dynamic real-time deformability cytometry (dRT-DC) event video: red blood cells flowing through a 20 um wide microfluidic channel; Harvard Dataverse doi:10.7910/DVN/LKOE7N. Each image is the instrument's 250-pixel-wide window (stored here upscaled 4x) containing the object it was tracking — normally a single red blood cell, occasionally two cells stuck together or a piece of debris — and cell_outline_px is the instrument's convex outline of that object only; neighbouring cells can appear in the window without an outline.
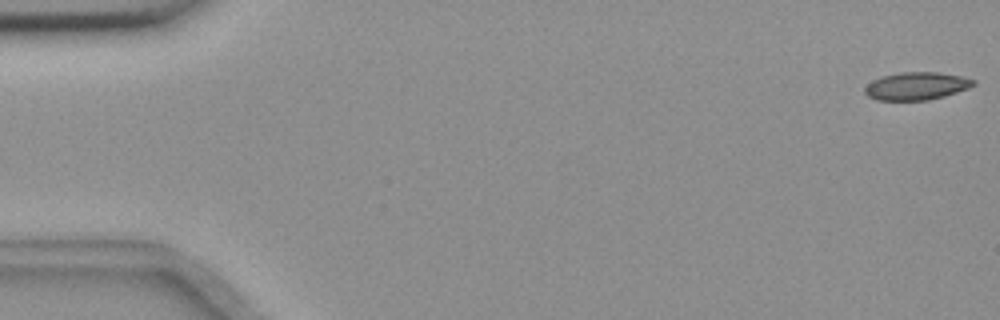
{"species": "common noctule bat (a hibernating species)", "species_latin": "Nyctalus noctula", "temperature_condition": "room temperature", "stored_images_in_passage": 55, "camera_frame_rate_fps": 3000, "um_per_image_px": 0.085, "animal": {"sex": "female", "body_mass_g": 18.4}, "frame": {"image": 1, "passage_image": 1, "time_ms": 0.0, "image_size_px": [1000, 320], "cell_outline_px": [[976, 84], [968, 88], [944, 96], [928, 100], [876, 100], [868, 96], [864, 92], [864, 88], [872, 80], [884, 76], [900, 72], [940, 72], [960, 76], [976, 80]], "centroid_in_image_um": [77.9, 7.31], "position_along_channel_um": 7.1, "area_um2": 17.51}}
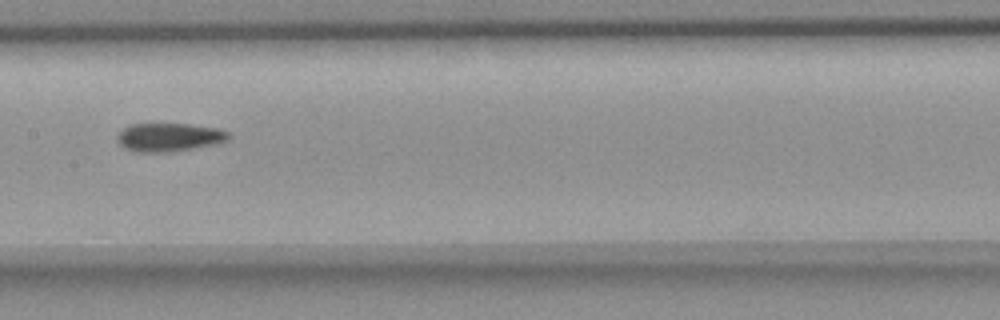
{"frame": {"image": 2, "passage_image": 28, "time_ms": 9.0, "image_size_px": [1000, 320], "cell_outline_px": [[232, 136], [228, 140], [216, 144], [168, 152], [136, 152], [120, 144], [116, 140], [116, 136], [128, 124], [188, 124], [216, 128], [228, 132]], "centroid_in_image_um": [14.38, 11.66], "position_along_channel_um": 193.0, "area_um2": 18.32}}
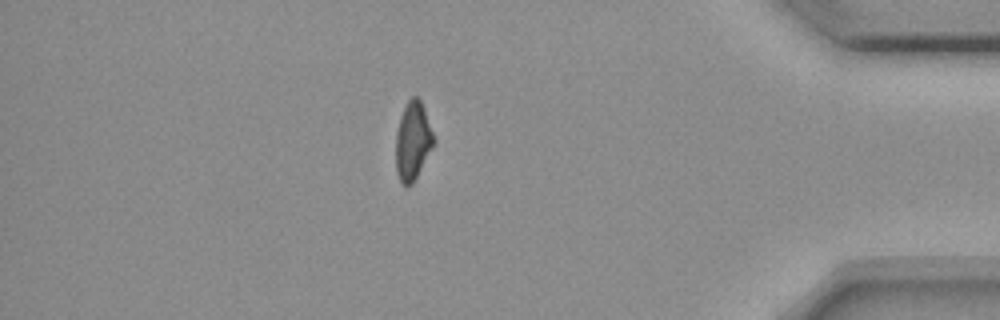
{"frame": {"image": 3, "passage_image": 48, "time_ms": 15.667, "image_size_px": [1000, 320], "cell_outline_px": [[436, 140], [432, 148], [412, 184], [404, 188], [400, 184], [396, 172], [396, 132], [400, 116], [408, 100], [412, 96], [416, 96], [420, 100], [424, 108]], "centroid_in_image_um": [35.08, 12.01], "position_along_channel_um": 400.1, "area_um2": 17.4}}